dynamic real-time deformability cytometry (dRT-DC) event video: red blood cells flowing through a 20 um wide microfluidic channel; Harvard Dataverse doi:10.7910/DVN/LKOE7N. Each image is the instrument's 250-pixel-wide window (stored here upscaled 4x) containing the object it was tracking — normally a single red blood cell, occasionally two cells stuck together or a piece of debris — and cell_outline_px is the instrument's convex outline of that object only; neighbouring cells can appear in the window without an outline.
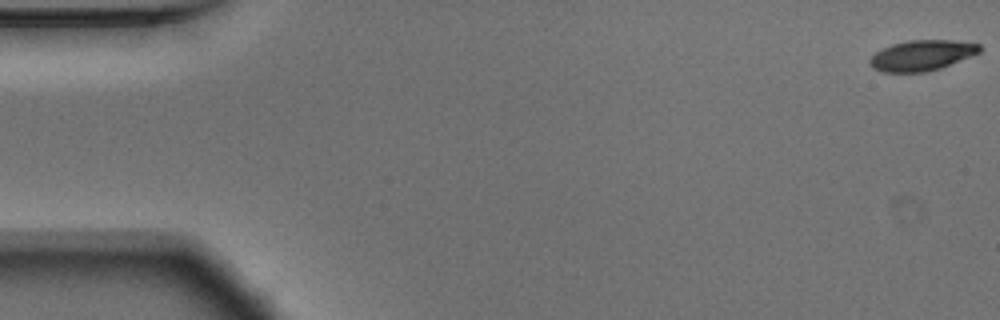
{"species": "Egyptian fruit bat (a non-hibernating species)", "species_latin": "Rousettus aegyptiacus", "temperature_condition": "warm", "stored_images_in_passage": 54, "camera_frame_rate_fps": 3000, "um_per_image_px": 0.085, "animal": {"sex": "male"}, "frame": {"image": 1, "passage_image": 1, "time_ms": 0.0, "image_size_px": [1000, 320], "cell_outline_px": [[980, 52], [940, 68], [928, 72], [880, 72], [872, 68], [868, 64], [868, 60], [876, 52], [892, 44], [908, 40], [952, 40], [980, 44]], "centroid_in_image_um": [78.31, 4.71], "position_along_channel_um": 6.7, "area_um2": 19.48}}
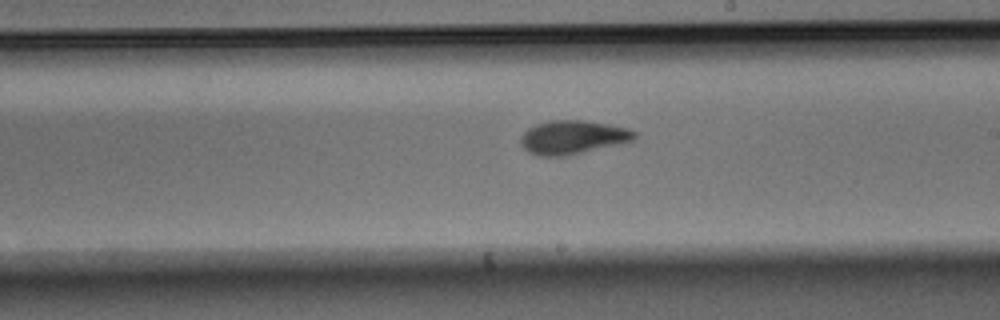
{"frame": {"image": 2, "passage_image": 31, "time_ms": 10.0, "image_size_px": [1000, 320], "cell_outline_px": [[636, 140], [620, 144], [568, 156], [540, 156], [528, 152], [520, 144], [520, 140], [524, 132], [528, 128], [536, 124], [552, 120], [584, 120], [608, 124], [628, 128], [636, 132]], "centroid_in_image_um": [48.7, 11.67], "position_along_channel_um": 240.3, "area_um2": 22.54}}
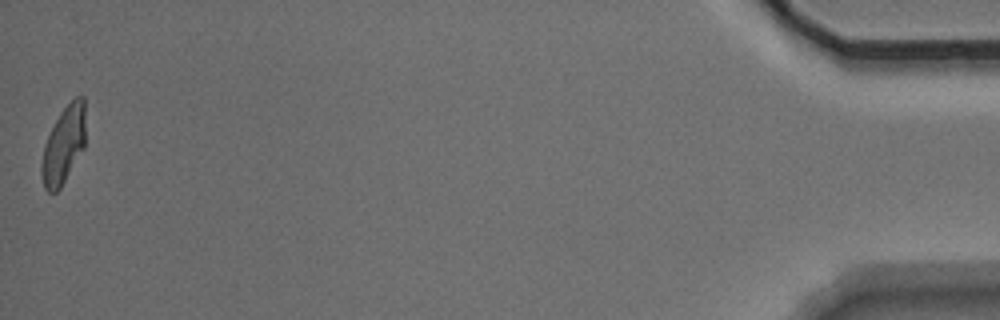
{"frame": {"image": 3, "passage_image": 54, "time_ms": 17.667, "image_size_px": [1000, 320], "cell_outline_px": [[84, 148], [60, 188], [56, 192], [48, 192], [44, 188], [40, 172], [40, 168], [44, 144], [60, 112], [76, 96], [84, 96]], "centroid_in_image_um": [5.39, 12.35], "position_along_channel_um": 429.8, "area_um2": 19.54}, "authors_computed_cell_mechanics": {"area_um2": 21.0392, "velocity_mm_per_s": 3.7412, "shape_relaxation_time_tau1_ms": 3.9435, "shape_relaxation_time_tau2_ms": 1.7664, "deformation_change_tau1": 0.1664, "deformation_change_tau2": 0.0671}}